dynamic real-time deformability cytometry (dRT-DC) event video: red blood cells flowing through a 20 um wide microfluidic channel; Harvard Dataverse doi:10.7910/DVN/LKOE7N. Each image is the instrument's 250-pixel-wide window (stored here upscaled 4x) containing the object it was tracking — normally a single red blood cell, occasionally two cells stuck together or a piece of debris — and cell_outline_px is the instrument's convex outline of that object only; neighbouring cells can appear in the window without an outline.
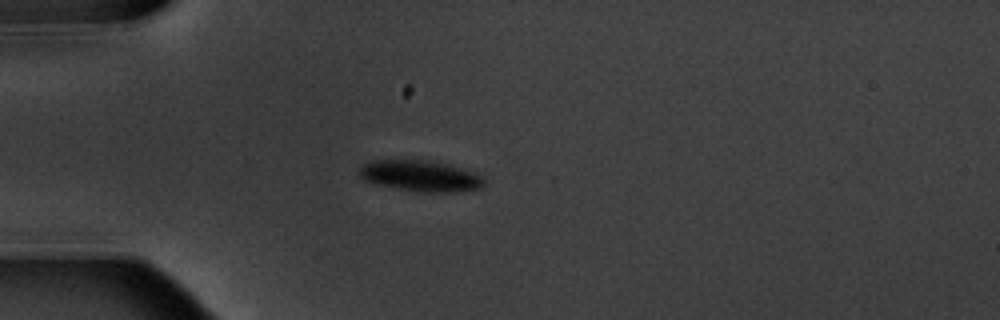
{"species": "common noctule bat (a hibernating species)", "species_latin": "Nyctalus noctula", "temperature_condition": "warm", "stored_images_in_passage": 14, "camera_frame_rate_fps": 3000, "um_per_image_px": 0.085, "animal": {"sex": "male", "body_mass_g": 20.1, "forearm_length_mm": 53.5}, "frame": {"image": 1, "passage_image": 3, "time_ms": 3.333, "image_size_px": [1000, 320], "cell_outline_px": [[484, 184], [480, 188], [452, 192], [424, 192], [400, 188], [380, 184], [364, 180], [360, 176], [360, 168], [364, 164], [372, 160], [424, 160], [448, 164], [476, 172], [484, 180]], "centroid_in_image_um": [35.77, 14.94], "position_along_channel_um": 49.2, "area_um2": 22.14}}
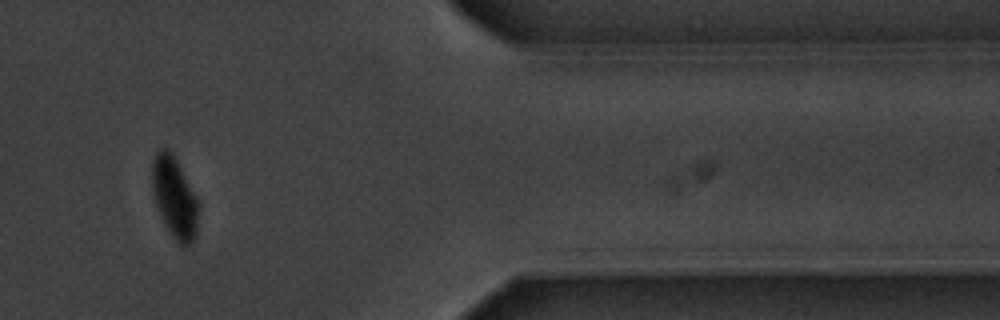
{"frame": {"image": 2, "passage_image": 12, "time_ms": 14.333, "image_size_px": [1000, 320], "cell_outline_px": [[200, 204], [196, 232], [192, 240], [188, 244], [180, 248], [172, 236], [156, 204], [152, 192], [152, 160], [156, 152], [160, 148], [168, 148], [172, 152], [196, 196]], "centroid_in_image_um": [14.84, 16.76], "position_along_channel_um": 396.6, "area_um2": 21.79}, "authors_computed_cell_mechanics": {"area_um2": 23.8136, "velocity_mm_per_s": 3.5345, "shape_relaxation_time_tau1_ms": 1.3654, "shape_relaxation_time_tau2_ms": null, "deformation_change_tau1": 0.1025, "deformation_change_tau2": null}}